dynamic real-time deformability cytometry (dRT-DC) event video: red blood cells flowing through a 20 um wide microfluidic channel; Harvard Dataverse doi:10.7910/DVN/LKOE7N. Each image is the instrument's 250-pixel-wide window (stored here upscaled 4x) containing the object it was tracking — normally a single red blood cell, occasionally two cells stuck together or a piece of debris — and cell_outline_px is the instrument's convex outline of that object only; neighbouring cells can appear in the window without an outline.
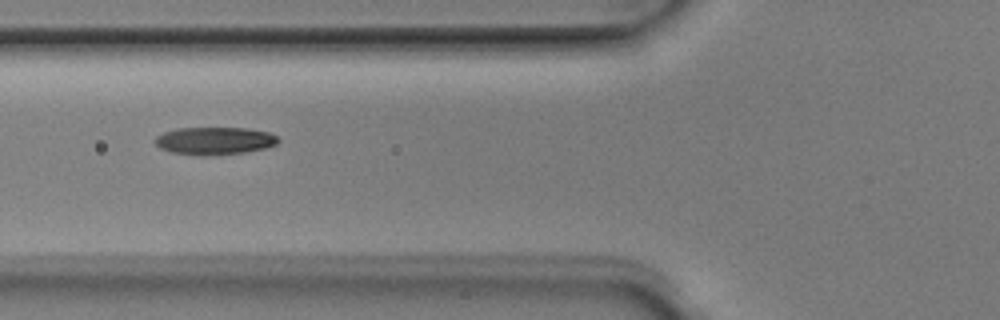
{"species": "Egyptian fruit bat (a non-hibernating species)", "species_latin": "Rousettus aegyptiacus", "temperature_condition": "room temperature", "stored_images_in_passage": 8, "camera_frame_rate_fps": 3000, "um_per_image_px": 0.085, "animal": {"sex": "male"}, "frame": {"image": 1, "passage_image": 5, "time_ms": 1.333, "image_size_px": [1000, 320], "cell_outline_px": [[280, 140], [276, 144], [264, 148], [244, 152], [204, 156], [172, 152], [160, 148], [152, 140], [156, 136], [164, 132], [176, 128], [248, 128], [268, 132], [276, 136]], "centroid_in_image_um": [18.21, 11.96], "position_along_channel_um": 107.6, "area_um2": 19.77}}
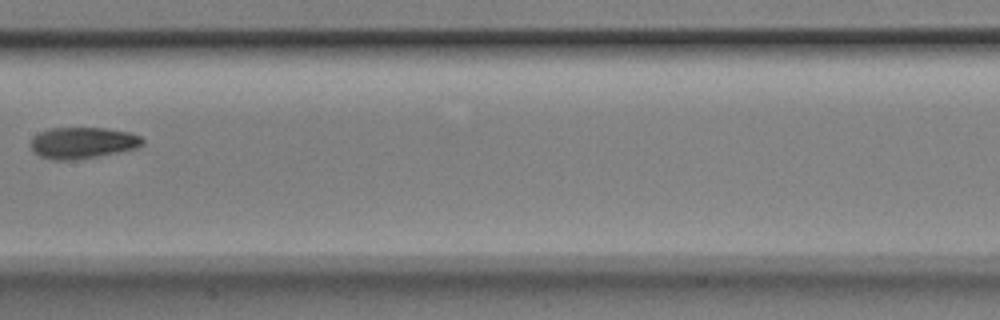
{"frame": {"image": 2, "passage_image": 7, "time_ms": 2.0, "image_size_px": [1000, 320], "cell_outline_px": [[144, 144], [136, 148], [120, 152], [76, 160], [52, 160], [40, 156], [32, 152], [32, 136], [48, 128], [104, 128], [128, 132], [140, 136], [144, 140]], "centroid_in_image_um": [7.01, 12.15], "position_along_channel_um": 200.4, "area_um2": 20.52}}
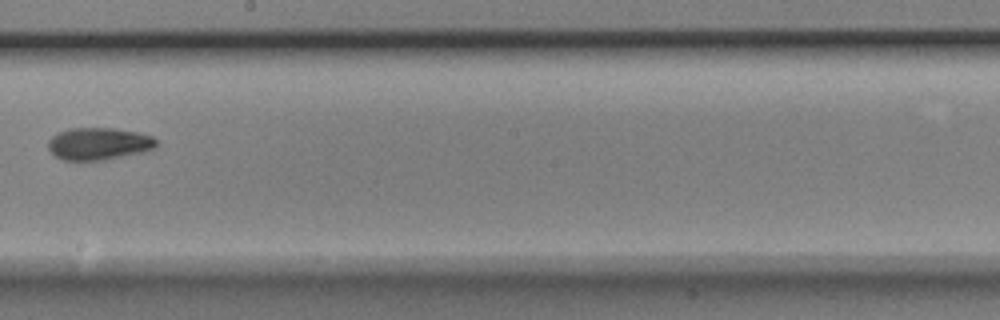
{"frame": {"image": 3, "passage_image": 8, "time_ms": 2.333, "image_size_px": [1000, 320], "cell_outline_px": [[160, 144], [156, 148], [144, 152], [104, 160], [64, 160], [56, 156], [48, 148], [48, 140], [52, 136], [68, 128], [112, 128], [136, 132], [152, 136], [160, 140]], "centroid_in_image_um": [8.45, 12.22], "position_along_channel_um": 239.7, "area_um2": 20.52}}